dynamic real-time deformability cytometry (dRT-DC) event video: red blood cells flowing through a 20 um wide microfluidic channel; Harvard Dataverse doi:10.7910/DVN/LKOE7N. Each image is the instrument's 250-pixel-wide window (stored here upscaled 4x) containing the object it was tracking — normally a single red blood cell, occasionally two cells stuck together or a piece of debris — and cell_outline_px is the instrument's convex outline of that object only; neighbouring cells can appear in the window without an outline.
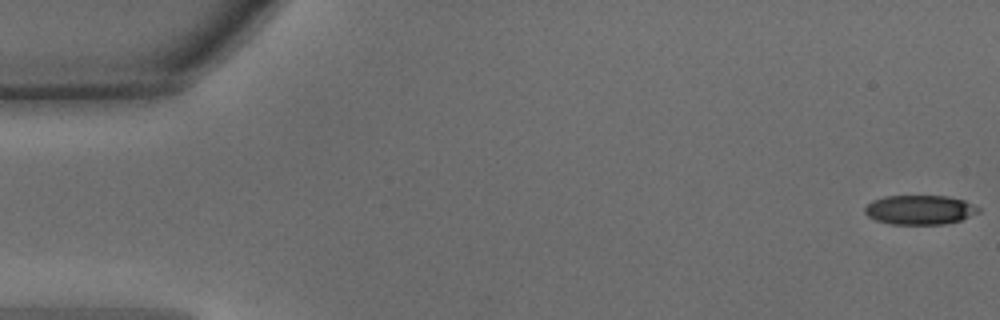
{"species": "common noctule bat (a hibernating species)", "species_latin": "Nyctalus noctula", "temperature_condition": "warm", "stored_images_in_passage": 48, "camera_frame_rate_fps": 3000, "um_per_image_px": 0.085, "animal": {"sex": "male", "body_mass_g": 15.6}, "frame": {"image": 1, "passage_image": 1, "time_ms": 0.0, "image_size_px": [1000, 320], "cell_outline_px": [[980, 212], [960, 220], [944, 224], [892, 224], [876, 220], [868, 216], [864, 212], [864, 208], [872, 200], [884, 196], [948, 196], [964, 200], [980, 208]], "centroid_in_image_um": [78.18, 17.83], "position_along_channel_um": 6.8, "area_um2": 19.42}}
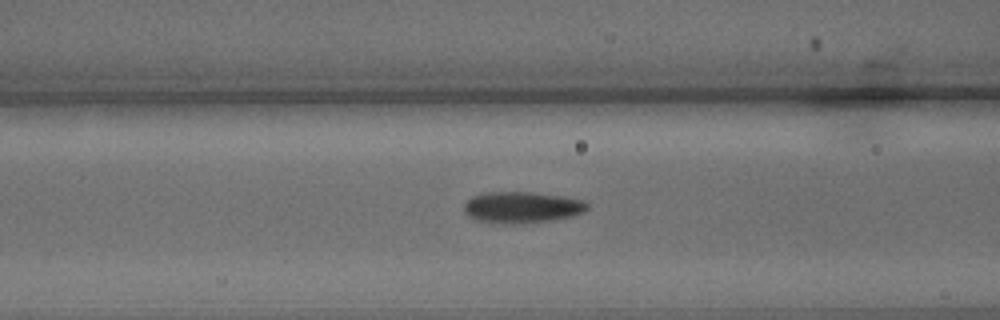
{"frame": {"image": 2, "passage_image": 19, "time_ms": 6.0, "image_size_px": [1000, 320], "cell_outline_px": [[588, 208], [584, 212], [572, 216], [548, 220], [476, 220], [468, 216], [464, 212], [464, 204], [472, 196], [484, 192], [532, 192], [560, 196], [584, 200], [588, 204]], "centroid_in_image_um": [44.38, 17.55], "position_along_channel_um": 122.2, "area_um2": 21.27}}
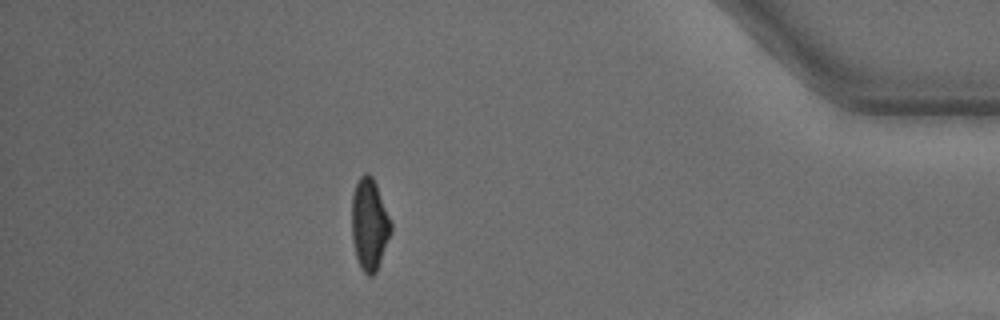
{"frame": {"image": 3, "passage_image": 42, "time_ms": 13.667, "image_size_px": [1000, 320], "cell_outline_px": [[392, 232], [376, 272], [372, 276], [368, 276], [360, 268], [356, 256], [352, 240], [352, 192], [360, 176], [364, 172], [368, 172], [372, 176], [376, 184], [392, 224]], "centroid_in_image_um": [31.4, 19.07], "position_along_channel_um": 403.8, "area_um2": 21.04}, "authors_computed_cell_mechanics": {"area_um2": 21.1837, "velocity_mm_per_s": 4.2708, "shape_relaxation_time_tau1_ms": 3.333, "shape_relaxation_time_tau2_ms": 1.3681, "deformation_change_tau1": 0.1398, "deformation_change_tau2": 0.0856}}